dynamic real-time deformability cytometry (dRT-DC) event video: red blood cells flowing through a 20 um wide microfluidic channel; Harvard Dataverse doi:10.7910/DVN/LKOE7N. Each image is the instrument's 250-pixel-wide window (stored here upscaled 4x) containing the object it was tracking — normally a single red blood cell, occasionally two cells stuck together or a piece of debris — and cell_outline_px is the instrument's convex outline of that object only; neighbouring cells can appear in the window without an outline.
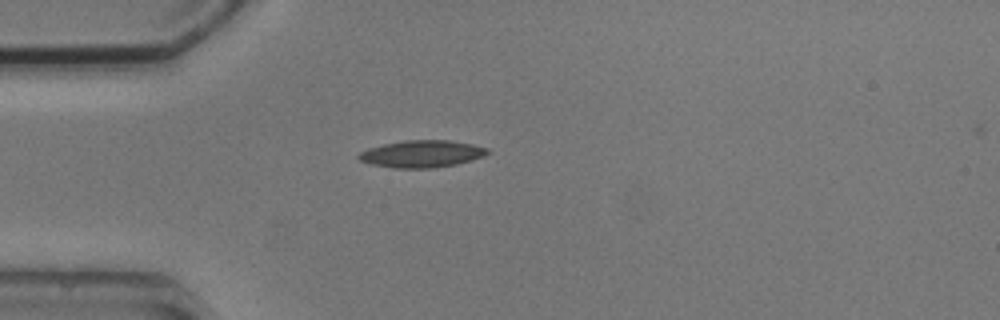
{"species": "common noctule bat (a hibernating species)", "species_latin": "Nyctalus noctula", "temperature_condition": "cold", "stored_images_in_passage": 2, "camera_frame_rate_fps": 3000, "um_per_image_px": 0.085, "animal": {"sex": "male", "body_mass_g": 20.5, "forearm_length_mm": 52.5}, "frame": {"image": 1, "passage_image": 1, "time_ms": 0.0, "image_size_px": [1000, 320], "cell_outline_px": [[492, 152], [484, 156], [472, 160], [456, 164], [436, 168], [392, 168], [372, 164], [360, 160], [356, 156], [360, 152], [368, 148], [384, 144], [404, 140], [448, 140], [472, 144], [488, 148]], "centroid_in_image_um": [35.88, 13.08], "position_along_channel_um": 49.1, "area_um2": 20.46}}